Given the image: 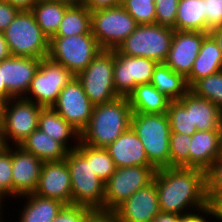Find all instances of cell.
Wrapping results in <instances>:
<instances>
[{"mask_svg":"<svg viewBox=\"0 0 222 222\" xmlns=\"http://www.w3.org/2000/svg\"><path fill=\"white\" fill-rule=\"evenodd\" d=\"M153 182L156 184L161 212L181 215L209 204L206 171L202 169L160 168L157 169Z\"/></svg>","mask_w":222,"mask_h":222,"instance_id":"obj_1","label":"cell"},{"mask_svg":"<svg viewBox=\"0 0 222 222\" xmlns=\"http://www.w3.org/2000/svg\"><path fill=\"white\" fill-rule=\"evenodd\" d=\"M132 109L128 97L94 105L80 142L95 148H106L131 126Z\"/></svg>","mask_w":222,"mask_h":222,"instance_id":"obj_2","label":"cell"},{"mask_svg":"<svg viewBox=\"0 0 222 222\" xmlns=\"http://www.w3.org/2000/svg\"><path fill=\"white\" fill-rule=\"evenodd\" d=\"M65 160L71 176L72 204L104 210L105 187L92 168V147L79 141Z\"/></svg>","mask_w":222,"mask_h":222,"instance_id":"obj_3","label":"cell"},{"mask_svg":"<svg viewBox=\"0 0 222 222\" xmlns=\"http://www.w3.org/2000/svg\"><path fill=\"white\" fill-rule=\"evenodd\" d=\"M131 127L146 151L149 162L156 168L170 167V122L167 113L132 112Z\"/></svg>","mask_w":222,"mask_h":222,"instance_id":"obj_4","label":"cell"},{"mask_svg":"<svg viewBox=\"0 0 222 222\" xmlns=\"http://www.w3.org/2000/svg\"><path fill=\"white\" fill-rule=\"evenodd\" d=\"M3 33L12 56L48 57L50 39L42 32L31 10H20Z\"/></svg>","mask_w":222,"mask_h":222,"instance_id":"obj_5","label":"cell"},{"mask_svg":"<svg viewBox=\"0 0 222 222\" xmlns=\"http://www.w3.org/2000/svg\"><path fill=\"white\" fill-rule=\"evenodd\" d=\"M101 50L93 34L52 36L48 58L63 65L76 76L86 69Z\"/></svg>","mask_w":222,"mask_h":222,"instance_id":"obj_6","label":"cell"},{"mask_svg":"<svg viewBox=\"0 0 222 222\" xmlns=\"http://www.w3.org/2000/svg\"><path fill=\"white\" fill-rule=\"evenodd\" d=\"M174 29L159 24L138 25L118 47L125 55L150 58L164 63L171 48Z\"/></svg>","mask_w":222,"mask_h":222,"instance_id":"obj_7","label":"cell"},{"mask_svg":"<svg viewBox=\"0 0 222 222\" xmlns=\"http://www.w3.org/2000/svg\"><path fill=\"white\" fill-rule=\"evenodd\" d=\"M138 26L122 5L91 12V32L102 50H115Z\"/></svg>","mask_w":222,"mask_h":222,"instance_id":"obj_8","label":"cell"},{"mask_svg":"<svg viewBox=\"0 0 222 222\" xmlns=\"http://www.w3.org/2000/svg\"><path fill=\"white\" fill-rule=\"evenodd\" d=\"M114 50H101L85 70L75 77L94 104H103L119 97L113 79Z\"/></svg>","mask_w":222,"mask_h":222,"instance_id":"obj_9","label":"cell"},{"mask_svg":"<svg viewBox=\"0 0 222 222\" xmlns=\"http://www.w3.org/2000/svg\"><path fill=\"white\" fill-rule=\"evenodd\" d=\"M156 171L154 166L117 168L104 183V211H114L137 190L152 183Z\"/></svg>","mask_w":222,"mask_h":222,"instance_id":"obj_10","label":"cell"},{"mask_svg":"<svg viewBox=\"0 0 222 222\" xmlns=\"http://www.w3.org/2000/svg\"><path fill=\"white\" fill-rule=\"evenodd\" d=\"M75 75L63 65L48 57L41 60L31 81L30 87L23 98L33 101L43 108L52 107L61 92ZM29 95V97H28Z\"/></svg>","mask_w":222,"mask_h":222,"instance_id":"obj_11","label":"cell"},{"mask_svg":"<svg viewBox=\"0 0 222 222\" xmlns=\"http://www.w3.org/2000/svg\"><path fill=\"white\" fill-rule=\"evenodd\" d=\"M42 108L23 97L12 98L5 102L2 137L7 146H20L38 128V117ZM9 141L12 143L10 144Z\"/></svg>","mask_w":222,"mask_h":222,"instance_id":"obj_12","label":"cell"},{"mask_svg":"<svg viewBox=\"0 0 222 222\" xmlns=\"http://www.w3.org/2000/svg\"><path fill=\"white\" fill-rule=\"evenodd\" d=\"M158 64L153 59L128 56L115 49L113 79L116 93L128 97L137 85L150 83Z\"/></svg>","mask_w":222,"mask_h":222,"instance_id":"obj_13","label":"cell"},{"mask_svg":"<svg viewBox=\"0 0 222 222\" xmlns=\"http://www.w3.org/2000/svg\"><path fill=\"white\" fill-rule=\"evenodd\" d=\"M52 108L81 134L89 123L94 104L84 92L81 83L74 77L61 90Z\"/></svg>","mask_w":222,"mask_h":222,"instance_id":"obj_14","label":"cell"},{"mask_svg":"<svg viewBox=\"0 0 222 222\" xmlns=\"http://www.w3.org/2000/svg\"><path fill=\"white\" fill-rule=\"evenodd\" d=\"M208 34L198 31L174 30L171 48L164 64L186 78L200 52L203 39Z\"/></svg>","mask_w":222,"mask_h":222,"instance_id":"obj_15","label":"cell"},{"mask_svg":"<svg viewBox=\"0 0 222 222\" xmlns=\"http://www.w3.org/2000/svg\"><path fill=\"white\" fill-rule=\"evenodd\" d=\"M35 194L72 204L71 176L66 160L44 162Z\"/></svg>","mask_w":222,"mask_h":222,"instance_id":"obj_16","label":"cell"},{"mask_svg":"<svg viewBox=\"0 0 222 222\" xmlns=\"http://www.w3.org/2000/svg\"><path fill=\"white\" fill-rule=\"evenodd\" d=\"M12 148L13 197L34 193L41 174L43 163L34 154L20 146Z\"/></svg>","mask_w":222,"mask_h":222,"instance_id":"obj_17","label":"cell"},{"mask_svg":"<svg viewBox=\"0 0 222 222\" xmlns=\"http://www.w3.org/2000/svg\"><path fill=\"white\" fill-rule=\"evenodd\" d=\"M120 222H152L161 212L156 184L137 190L115 210Z\"/></svg>","mask_w":222,"mask_h":222,"instance_id":"obj_18","label":"cell"},{"mask_svg":"<svg viewBox=\"0 0 222 222\" xmlns=\"http://www.w3.org/2000/svg\"><path fill=\"white\" fill-rule=\"evenodd\" d=\"M41 60L32 57L11 56L2 61V81L14 98L26 96Z\"/></svg>","mask_w":222,"mask_h":222,"instance_id":"obj_19","label":"cell"},{"mask_svg":"<svg viewBox=\"0 0 222 222\" xmlns=\"http://www.w3.org/2000/svg\"><path fill=\"white\" fill-rule=\"evenodd\" d=\"M105 149L117 168L153 166L146 156L141 140L131 126Z\"/></svg>","mask_w":222,"mask_h":222,"instance_id":"obj_20","label":"cell"},{"mask_svg":"<svg viewBox=\"0 0 222 222\" xmlns=\"http://www.w3.org/2000/svg\"><path fill=\"white\" fill-rule=\"evenodd\" d=\"M222 130L196 131L191 136L189 168L207 171L221 154Z\"/></svg>","mask_w":222,"mask_h":222,"instance_id":"obj_21","label":"cell"},{"mask_svg":"<svg viewBox=\"0 0 222 222\" xmlns=\"http://www.w3.org/2000/svg\"><path fill=\"white\" fill-rule=\"evenodd\" d=\"M219 71H222V52L215 39L208 34L203 39L190 74L186 77L188 87L190 88L196 81Z\"/></svg>","mask_w":222,"mask_h":222,"instance_id":"obj_22","label":"cell"},{"mask_svg":"<svg viewBox=\"0 0 222 222\" xmlns=\"http://www.w3.org/2000/svg\"><path fill=\"white\" fill-rule=\"evenodd\" d=\"M38 128L54 140L62 143L69 151L74 150L79 144L80 133L52 107L41 109L38 117ZM72 139L75 140L72 144L73 147L70 145Z\"/></svg>","mask_w":222,"mask_h":222,"instance_id":"obj_23","label":"cell"},{"mask_svg":"<svg viewBox=\"0 0 222 222\" xmlns=\"http://www.w3.org/2000/svg\"><path fill=\"white\" fill-rule=\"evenodd\" d=\"M42 162L65 160L68 149L39 128L35 129L20 145Z\"/></svg>","mask_w":222,"mask_h":222,"instance_id":"obj_24","label":"cell"},{"mask_svg":"<svg viewBox=\"0 0 222 222\" xmlns=\"http://www.w3.org/2000/svg\"><path fill=\"white\" fill-rule=\"evenodd\" d=\"M132 112L145 114L167 113L170 100L151 83L139 84L128 95Z\"/></svg>","mask_w":222,"mask_h":222,"instance_id":"obj_25","label":"cell"},{"mask_svg":"<svg viewBox=\"0 0 222 222\" xmlns=\"http://www.w3.org/2000/svg\"><path fill=\"white\" fill-rule=\"evenodd\" d=\"M26 198L19 222H52L65 205L60 200L46 198L35 193L23 195Z\"/></svg>","mask_w":222,"mask_h":222,"instance_id":"obj_26","label":"cell"},{"mask_svg":"<svg viewBox=\"0 0 222 222\" xmlns=\"http://www.w3.org/2000/svg\"><path fill=\"white\" fill-rule=\"evenodd\" d=\"M150 83L170 101L180 100L189 91L186 78L164 63L155 68Z\"/></svg>","mask_w":222,"mask_h":222,"instance_id":"obj_27","label":"cell"},{"mask_svg":"<svg viewBox=\"0 0 222 222\" xmlns=\"http://www.w3.org/2000/svg\"><path fill=\"white\" fill-rule=\"evenodd\" d=\"M192 128L197 131L222 130V110L207 99L191 92Z\"/></svg>","mask_w":222,"mask_h":222,"instance_id":"obj_28","label":"cell"},{"mask_svg":"<svg viewBox=\"0 0 222 222\" xmlns=\"http://www.w3.org/2000/svg\"><path fill=\"white\" fill-rule=\"evenodd\" d=\"M205 0H179L175 26L176 31L206 33Z\"/></svg>","mask_w":222,"mask_h":222,"instance_id":"obj_29","label":"cell"},{"mask_svg":"<svg viewBox=\"0 0 222 222\" xmlns=\"http://www.w3.org/2000/svg\"><path fill=\"white\" fill-rule=\"evenodd\" d=\"M69 5L56 0H38L32 12L42 32L49 39L56 34Z\"/></svg>","mask_w":222,"mask_h":222,"instance_id":"obj_30","label":"cell"},{"mask_svg":"<svg viewBox=\"0 0 222 222\" xmlns=\"http://www.w3.org/2000/svg\"><path fill=\"white\" fill-rule=\"evenodd\" d=\"M80 34H92L91 12L84 5L69 6L54 36H74Z\"/></svg>","mask_w":222,"mask_h":222,"instance_id":"obj_31","label":"cell"},{"mask_svg":"<svg viewBox=\"0 0 222 222\" xmlns=\"http://www.w3.org/2000/svg\"><path fill=\"white\" fill-rule=\"evenodd\" d=\"M167 115L171 133L192 136L197 131V128H192L191 91H188L180 100L170 101Z\"/></svg>","mask_w":222,"mask_h":222,"instance_id":"obj_32","label":"cell"},{"mask_svg":"<svg viewBox=\"0 0 222 222\" xmlns=\"http://www.w3.org/2000/svg\"><path fill=\"white\" fill-rule=\"evenodd\" d=\"M189 91L197 97L211 101L222 110V71L196 81Z\"/></svg>","mask_w":222,"mask_h":222,"instance_id":"obj_33","label":"cell"},{"mask_svg":"<svg viewBox=\"0 0 222 222\" xmlns=\"http://www.w3.org/2000/svg\"><path fill=\"white\" fill-rule=\"evenodd\" d=\"M191 136L183 133L170 134V167H189Z\"/></svg>","mask_w":222,"mask_h":222,"instance_id":"obj_34","label":"cell"},{"mask_svg":"<svg viewBox=\"0 0 222 222\" xmlns=\"http://www.w3.org/2000/svg\"><path fill=\"white\" fill-rule=\"evenodd\" d=\"M122 6L138 25L155 24V3L152 0H123Z\"/></svg>","mask_w":222,"mask_h":222,"instance_id":"obj_35","label":"cell"},{"mask_svg":"<svg viewBox=\"0 0 222 222\" xmlns=\"http://www.w3.org/2000/svg\"><path fill=\"white\" fill-rule=\"evenodd\" d=\"M13 197L12 147L7 146L0 154V197Z\"/></svg>","mask_w":222,"mask_h":222,"instance_id":"obj_36","label":"cell"},{"mask_svg":"<svg viewBox=\"0 0 222 222\" xmlns=\"http://www.w3.org/2000/svg\"><path fill=\"white\" fill-rule=\"evenodd\" d=\"M92 168L95 174L105 183L117 167L105 148L92 147Z\"/></svg>","mask_w":222,"mask_h":222,"instance_id":"obj_37","label":"cell"},{"mask_svg":"<svg viewBox=\"0 0 222 222\" xmlns=\"http://www.w3.org/2000/svg\"><path fill=\"white\" fill-rule=\"evenodd\" d=\"M207 199L211 204L222 195V157H219L206 171Z\"/></svg>","mask_w":222,"mask_h":222,"instance_id":"obj_38","label":"cell"},{"mask_svg":"<svg viewBox=\"0 0 222 222\" xmlns=\"http://www.w3.org/2000/svg\"><path fill=\"white\" fill-rule=\"evenodd\" d=\"M179 0H157L155 23L173 28L175 26Z\"/></svg>","mask_w":222,"mask_h":222,"instance_id":"obj_39","label":"cell"},{"mask_svg":"<svg viewBox=\"0 0 222 222\" xmlns=\"http://www.w3.org/2000/svg\"><path fill=\"white\" fill-rule=\"evenodd\" d=\"M92 209L82 205H64L52 222H85Z\"/></svg>","mask_w":222,"mask_h":222,"instance_id":"obj_40","label":"cell"},{"mask_svg":"<svg viewBox=\"0 0 222 222\" xmlns=\"http://www.w3.org/2000/svg\"><path fill=\"white\" fill-rule=\"evenodd\" d=\"M206 33L222 26V0H205Z\"/></svg>","mask_w":222,"mask_h":222,"instance_id":"obj_41","label":"cell"},{"mask_svg":"<svg viewBox=\"0 0 222 222\" xmlns=\"http://www.w3.org/2000/svg\"><path fill=\"white\" fill-rule=\"evenodd\" d=\"M20 10L5 0H0V32H4Z\"/></svg>","mask_w":222,"mask_h":222,"instance_id":"obj_42","label":"cell"},{"mask_svg":"<svg viewBox=\"0 0 222 222\" xmlns=\"http://www.w3.org/2000/svg\"><path fill=\"white\" fill-rule=\"evenodd\" d=\"M201 212L207 215L206 219L204 218L203 214H200ZM208 215L209 217L210 215L211 217H213V210L210 203L200 209H197V213H196V210H194V211L179 215V222H210V219L209 221L207 220Z\"/></svg>","mask_w":222,"mask_h":222,"instance_id":"obj_43","label":"cell"},{"mask_svg":"<svg viewBox=\"0 0 222 222\" xmlns=\"http://www.w3.org/2000/svg\"><path fill=\"white\" fill-rule=\"evenodd\" d=\"M85 222H120L114 211L92 210Z\"/></svg>","mask_w":222,"mask_h":222,"instance_id":"obj_44","label":"cell"},{"mask_svg":"<svg viewBox=\"0 0 222 222\" xmlns=\"http://www.w3.org/2000/svg\"><path fill=\"white\" fill-rule=\"evenodd\" d=\"M123 0H85L84 6L90 11L122 5Z\"/></svg>","mask_w":222,"mask_h":222,"instance_id":"obj_45","label":"cell"},{"mask_svg":"<svg viewBox=\"0 0 222 222\" xmlns=\"http://www.w3.org/2000/svg\"><path fill=\"white\" fill-rule=\"evenodd\" d=\"M19 10H32L38 0H5Z\"/></svg>","mask_w":222,"mask_h":222,"instance_id":"obj_46","label":"cell"},{"mask_svg":"<svg viewBox=\"0 0 222 222\" xmlns=\"http://www.w3.org/2000/svg\"><path fill=\"white\" fill-rule=\"evenodd\" d=\"M11 56L12 54L4 37V33L0 32V62L8 59Z\"/></svg>","mask_w":222,"mask_h":222,"instance_id":"obj_47","label":"cell"},{"mask_svg":"<svg viewBox=\"0 0 222 222\" xmlns=\"http://www.w3.org/2000/svg\"><path fill=\"white\" fill-rule=\"evenodd\" d=\"M152 222H179V215L172 214V213H166V212H160L152 220Z\"/></svg>","mask_w":222,"mask_h":222,"instance_id":"obj_48","label":"cell"},{"mask_svg":"<svg viewBox=\"0 0 222 222\" xmlns=\"http://www.w3.org/2000/svg\"><path fill=\"white\" fill-rule=\"evenodd\" d=\"M213 216L222 222V195L218 196L211 204Z\"/></svg>","mask_w":222,"mask_h":222,"instance_id":"obj_49","label":"cell"},{"mask_svg":"<svg viewBox=\"0 0 222 222\" xmlns=\"http://www.w3.org/2000/svg\"><path fill=\"white\" fill-rule=\"evenodd\" d=\"M0 97L3 98L5 101L14 98L6 88L4 81H2V61L0 62Z\"/></svg>","mask_w":222,"mask_h":222,"instance_id":"obj_50","label":"cell"},{"mask_svg":"<svg viewBox=\"0 0 222 222\" xmlns=\"http://www.w3.org/2000/svg\"><path fill=\"white\" fill-rule=\"evenodd\" d=\"M209 34L215 39L222 52V26L213 28L209 31Z\"/></svg>","mask_w":222,"mask_h":222,"instance_id":"obj_51","label":"cell"},{"mask_svg":"<svg viewBox=\"0 0 222 222\" xmlns=\"http://www.w3.org/2000/svg\"><path fill=\"white\" fill-rule=\"evenodd\" d=\"M69 6L83 5L85 0H56Z\"/></svg>","mask_w":222,"mask_h":222,"instance_id":"obj_52","label":"cell"},{"mask_svg":"<svg viewBox=\"0 0 222 222\" xmlns=\"http://www.w3.org/2000/svg\"><path fill=\"white\" fill-rule=\"evenodd\" d=\"M5 102L6 101L0 97V120L3 119V111H4Z\"/></svg>","mask_w":222,"mask_h":222,"instance_id":"obj_53","label":"cell"},{"mask_svg":"<svg viewBox=\"0 0 222 222\" xmlns=\"http://www.w3.org/2000/svg\"><path fill=\"white\" fill-rule=\"evenodd\" d=\"M7 148V145H6V143H5V140H0V154L2 153V151L4 150V149H6Z\"/></svg>","mask_w":222,"mask_h":222,"instance_id":"obj_54","label":"cell"},{"mask_svg":"<svg viewBox=\"0 0 222 222\" xmlns=\"http://www.w3.org/2000/svg\"><path fill=\"white\" fill-rule=\"evenodd\" d=\"M0 140H4L2 137V120H0Z\"/></svg>","mask_w":222,"mask_h":222,"instance_id":"obj_55","label":"cell"},{"mask_svg":"<svg viewBox=\"0 0 222 222\" xmlns=\"http://www.w3.org/2000/svg\"><path fill=\"white\" fill-rule=\"evenodd\" d=\"M2 205H3V200H2V198L0 197V214L2 213V209H4V208H2Z\"/></svg>","mask_w":222,"mask_h":222,"instance_id":"obj_56","label":"cell"},{"mask_svg":"<svg viewBox=\"0 0 222 222\" xmlns=\"http://www.w3.org/2000/svg\"><path fill=\"white\" fill-rule=\"evenodd\" d=\"M220 157H222V134H221V154Z\"/></svg>","mask_w":222,"mask_h":222,"instance_id":"obj_57","label":"cell"},{"mask_svg":"<svg viewBox=\"0 0 222 222\" xmlns=\"http://www.w3.org/2000/svg\"><path fill=\"white\" fill-rule=\"evenodd\" d=\"M1 217H3V216H2V213L0 214V222H4V221L2 220L3 218H1Z\"/></svg>","mask_w":222,"mask_h":222,"instance_id":"obj_58","label":"cell"}]
</instances>
